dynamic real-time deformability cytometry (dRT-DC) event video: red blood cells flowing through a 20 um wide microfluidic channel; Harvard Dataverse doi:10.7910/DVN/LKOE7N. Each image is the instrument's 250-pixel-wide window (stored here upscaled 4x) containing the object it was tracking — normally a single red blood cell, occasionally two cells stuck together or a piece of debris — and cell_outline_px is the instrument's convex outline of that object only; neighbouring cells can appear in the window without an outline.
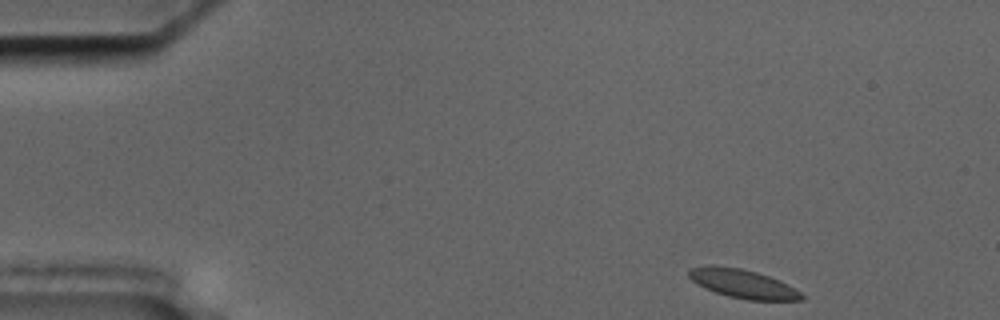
{"species": "common noctule bat (a hibernating species)", "species_latin": "Nyctalus noctula", "temperature_condition": "cold", "stored_images_in_passage": 50, "segment_of_instrument_passage": [1, 2], "camera_frame_rate_fps": 3000, "um_per_image_px": 0.085, "animal": {"sex": "male", "body_mass_g": 17.5, "forearm_length_mm": 52.3}, "frame": {"image": 1, "passage_image": 1, "time_ms": 0.0, "image_size_px": [1000, 320], "cell_outline_px": [[804, 300], [748, 300], [728, 296], [704, 288], [692, 280], [688, 276], [688, 268], [708, 264], [740, 268], [756, 272], [768, 276], [800, 292], [804, 296]], "centroid_in_image_um": [63.06, 24.1], "position_along_channel_um": 21.9, "area_um2": 18.67}}
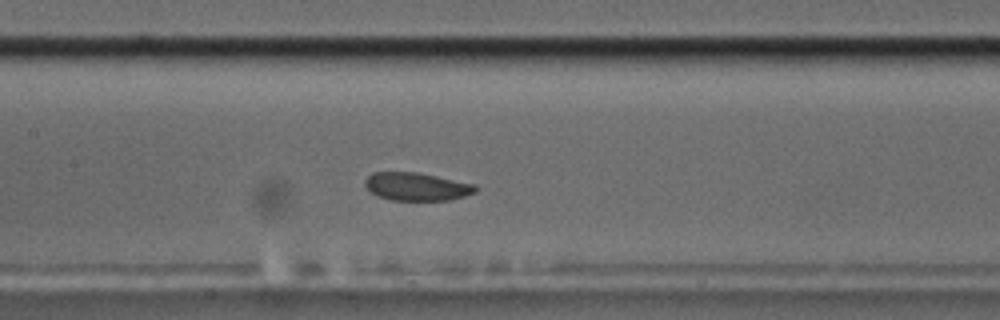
{"frame": {"image": 2, "passage_image": 21, "time_ms": 6.667, "image_size_px": [1000, 320], "cell_outline_px": [[476, 192], [464, 196], [448, 200], [388, 200], [372, 192], [364, 184], [364, 180], [372, 172], [416, 172], [476, 184]], "centroid_in_image_um": [35.41, 15.85], "position_along_channel_um": 172.0, "area_um2": 17.92}}
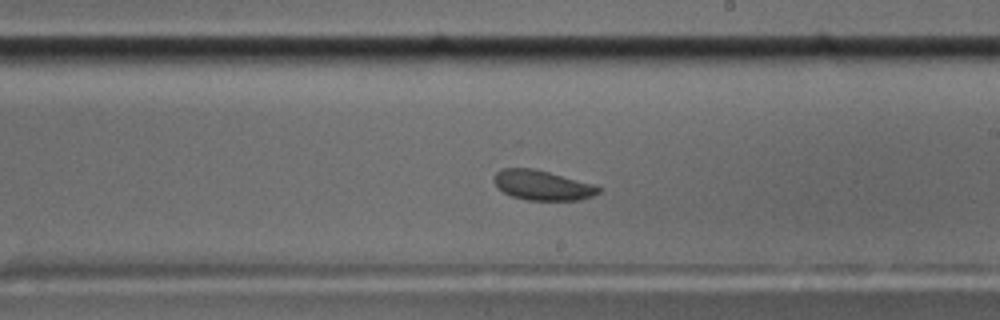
{"frame": {"image": 3, "passage_image": 27, "time_ms": 8.667, "image_size_px": [1000, 320], "cell_outline_px": [[604, 188], [600, 192], [592, 196], [580, 200], [528, 200], [512, 196], [496, 188], [492, 180], [492, 176], [500, 168], [536, 168], [596, 184]], "centroid_in_image_um": [46.11, 15.73], "position_along_channel_um": 242.9, "area_um2": 18.73}}